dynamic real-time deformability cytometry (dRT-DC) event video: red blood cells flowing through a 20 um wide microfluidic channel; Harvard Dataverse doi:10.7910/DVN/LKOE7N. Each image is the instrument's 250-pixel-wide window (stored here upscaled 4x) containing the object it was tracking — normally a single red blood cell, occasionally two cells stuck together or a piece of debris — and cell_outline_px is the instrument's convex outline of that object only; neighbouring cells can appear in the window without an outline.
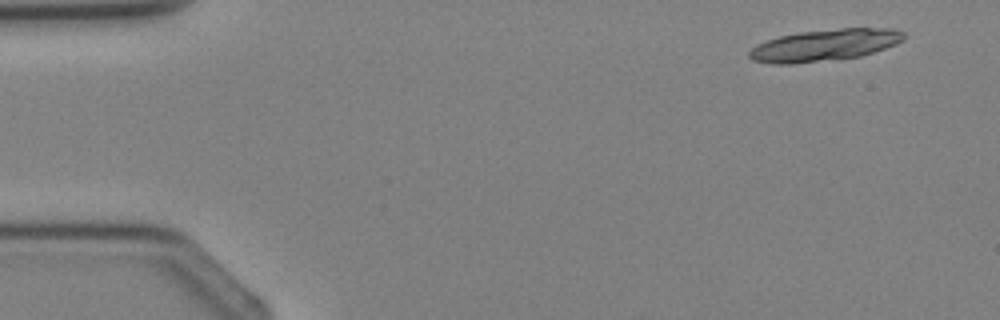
{"species": "Egyptian fruit bat (a non-hibernating species)", "species_latin": "Rousettus aegyptiacus", "temperature_condition": "cold", "stored_images_in_passage": 3, "camera_frame_rate_fps": 3000, "um_per_image_px": 0.085, "animal": {"sex": "female"}, "frame": {"image": 1, "passage_image": 1, "time_ms": 0.0, "image_size_px": [1000, 320], "cell_outline_px": [[908, 36], [904, 40], [896, 44], [860, 56], [792, 64], [772, 64], [752, 60], [748, 56], [748, 52], [756, 44], [780, 36], [800, 32], [840, 28], [892, 28], [904, 32]], "centroid_in_image_um": [70.1, 3.83], "position_along_channel_um": 14.9, "area_um2": 28.5}}